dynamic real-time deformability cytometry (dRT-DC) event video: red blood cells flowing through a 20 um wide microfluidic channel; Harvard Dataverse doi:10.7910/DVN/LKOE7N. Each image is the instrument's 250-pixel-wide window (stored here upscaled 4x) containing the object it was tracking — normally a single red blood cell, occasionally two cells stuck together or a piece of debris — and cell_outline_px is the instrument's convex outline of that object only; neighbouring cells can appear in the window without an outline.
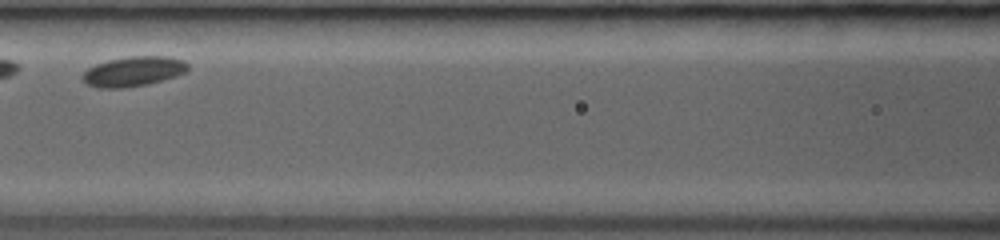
{"species": "common noctule bat (a hibernating species)", "species_latin": "Nyctalus noctula", "temperature_condition": "room temperature", "stored_images_in_passage": 8, "camera_frame_rate_fps": 3000, "um_per_image_px": 0.085, "animal": {"sex": "female", "body_mass_g": 19.0, "forearm_length_mm": 53.3}, "frame": {"image": 1, "passage_image": 5, "time_ms": 2.667, "image_size_px": [1000, 240], "cell_outline_px": [[188, 68], [184, 72], [176, 76], [148, 84], [124, 88], [96, 88], [88, 84], [80, 76], [88, 68], [96, 64], [108, 60], [128, 56], [168, 56], [184, 60], [188, 64]], "centroid_in_image_um": [11.33, 6.07], "position_along_channel_um": 155.3, "area_um2": 18.38}}
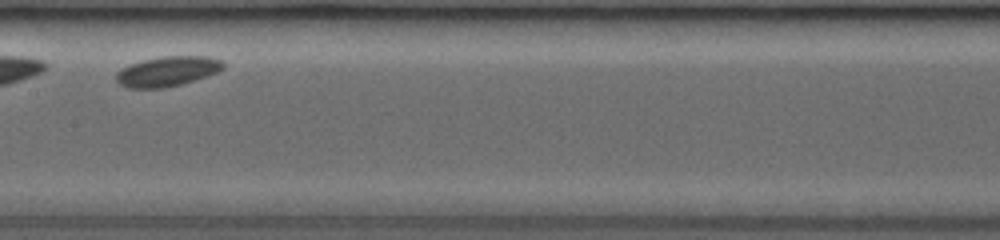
{"frame": {"image": 2, "passage_image": 7, "time_ms": 3.667, "image_size_px": [1000, 240], "cell_outline_px": [[224, 68], [216, 72], [180, 84], [164, 88], [128, 88], [120, 84], [116, 80], [116, 72], [120, 68], [128, 64], [140, 60], [160, 56], [208, 56], [224, 60]], "centroid_in_image_um": [14.19, 6.04], "position_along_channel_um": 193.2, "area_um2": 18.79}}